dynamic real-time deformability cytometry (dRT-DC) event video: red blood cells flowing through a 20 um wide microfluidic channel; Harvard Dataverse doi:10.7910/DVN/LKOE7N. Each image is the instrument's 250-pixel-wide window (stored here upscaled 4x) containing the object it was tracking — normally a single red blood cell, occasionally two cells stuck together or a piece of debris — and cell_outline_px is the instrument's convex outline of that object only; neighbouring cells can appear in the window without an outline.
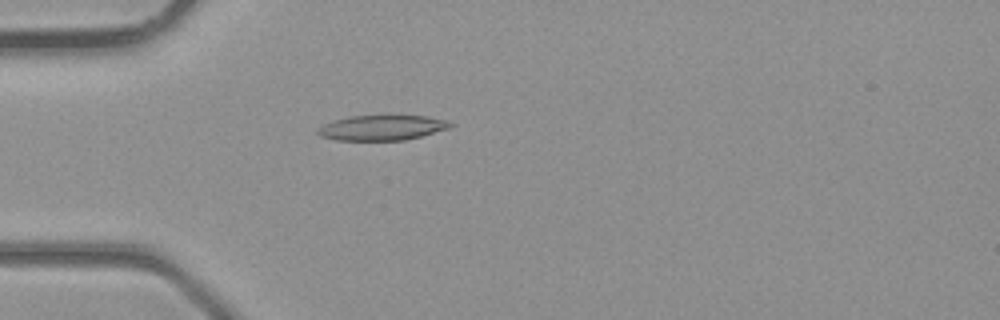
{"species": "common noctule bat (a hibernating species)", "species_latin": "Nyctalus noctula", "temperature_condition": "room temperature", "stored_images_in_passage": 39, "camera_frame_rate_fps": 3000, "um_per_image_px": 0.085, "animal": {"sex": "male", "body_mass_g": 23.1, "forearm_length_mm": 52.7}, "frame": {"image": 1, "passage_image": 12, "time_ms": 3.667, "image_size_px": [1000, 320], "cell_outline_px": [[452, 124], [448, 128], [420, 136], [404, 140], [336, 140], [320, 136], [316, 132], [316, 128], [324, 124], [336, 120], [352, 116], [388, 112], [424, 116], [444, 120]], "centroid_in_image_um": [32.42, 10.81], "position_along_channel_um": 52.6, "area_um2": 20.0}}
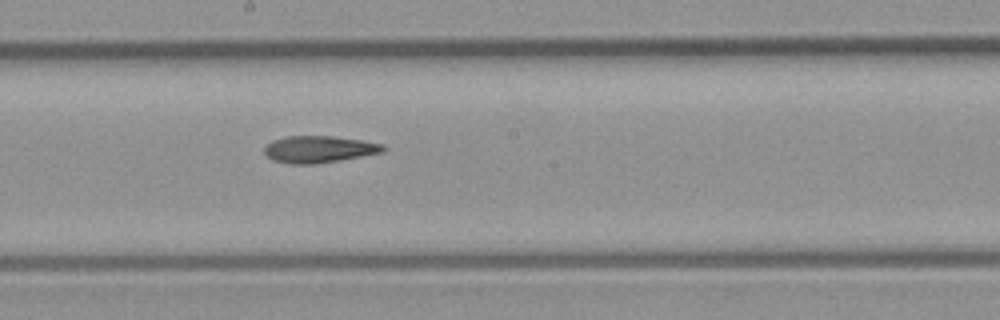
{"frame": {"image": 2, "passage_image": 22, "time_ms": 7.0, "image_size_px": [1000, 320], "cell_outline_px": [[384, 152], [340, 160], [312, 164], [288, 164], [272, 160], [264, 152], [264, 148], [272, 140], [284, 136], [332, 136], [360, 140], [384, 144]], "centroid_in_image_um": [27.09, 12.69], "position_along_channel_um": 221.1, "area_um2": 18.55}}
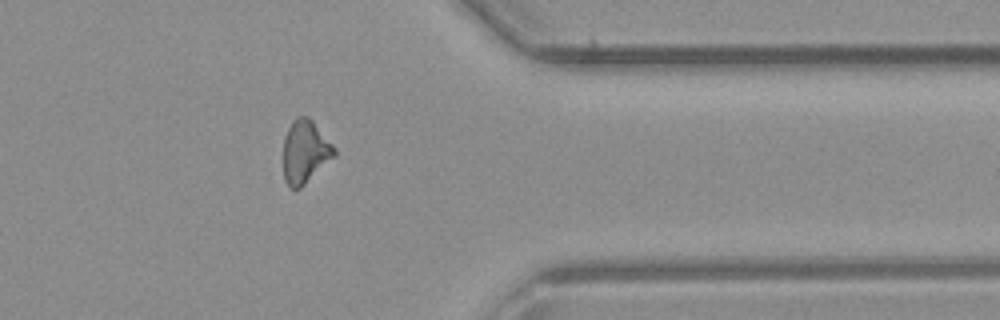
{"frame": {"image": 3, "passage_image": 32, "time_ms": 10.333, "image_size_px": [1000, 320], "cell_outline_px": [[336, 156], [300, 188], [292, 188], [284, 180], [284, 136], [292, 120], [300, 116], [308, 116], [312, 120], [336, 148]], "centroid_in_image_um": [25.95, 12.88], "position_along_channel_um": 385.5, "area_um2": 18.67}}